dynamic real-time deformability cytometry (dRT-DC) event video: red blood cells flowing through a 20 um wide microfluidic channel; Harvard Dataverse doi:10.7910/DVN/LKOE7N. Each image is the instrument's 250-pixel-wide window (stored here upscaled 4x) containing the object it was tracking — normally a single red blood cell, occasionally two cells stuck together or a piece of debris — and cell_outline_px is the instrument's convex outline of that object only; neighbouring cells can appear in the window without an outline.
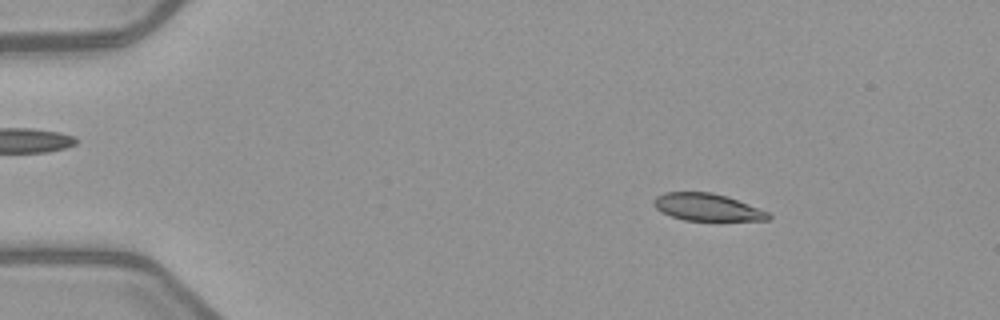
{"species": "common noctule bat (a hibernating species)", "species_latin": "Nyctalus noctula", "temperature_condition": "warm", "stored_images_in_passage": 5, "camera_frame_rate_fps": 3000, "um_per_image_px": 0.085, "animal": {"sex": "female", "body_mass_g": 21.9}, "frame": {"image": 1, "passage_image": 2, "time_ms": 1.333, "image_size_px": [1000, 320], "cell_outline_px": [[772, 216], [768, 220], [684, 220], [672, 216], [656, 208], [652, 204], [656, 196], [664, 192], [712, 192], [728, 196], [768, 212]], "centroid_in_image_um": [60.11, 17.6], "position_along_channel_um": 24.9, "area_um2": 18.03}}
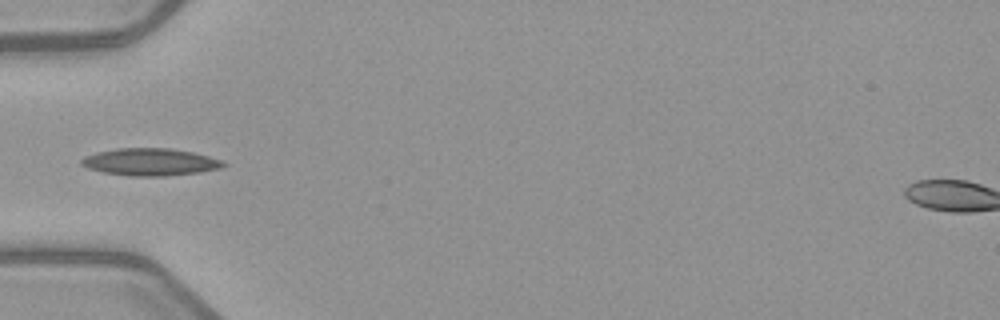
{"frame": {"image": 2, "passage_image": 5, "time_ms": 4.667, "image_size_px": [1000, 320], "cell_outline_px": [[228, 164], [220, 168], [200, 172], [164, 176], [128, 176], [104, 172], [88, 168], [80, 164], [80, 160], [84, 156], [96, 152], [116, 148], [172, 148], [192, 152], [208, 156], [220, 160]], "centroid_in_image_um": [12.74, 13.76], "position_along_channel_um": 72.3, "area_um2": 22.6}}